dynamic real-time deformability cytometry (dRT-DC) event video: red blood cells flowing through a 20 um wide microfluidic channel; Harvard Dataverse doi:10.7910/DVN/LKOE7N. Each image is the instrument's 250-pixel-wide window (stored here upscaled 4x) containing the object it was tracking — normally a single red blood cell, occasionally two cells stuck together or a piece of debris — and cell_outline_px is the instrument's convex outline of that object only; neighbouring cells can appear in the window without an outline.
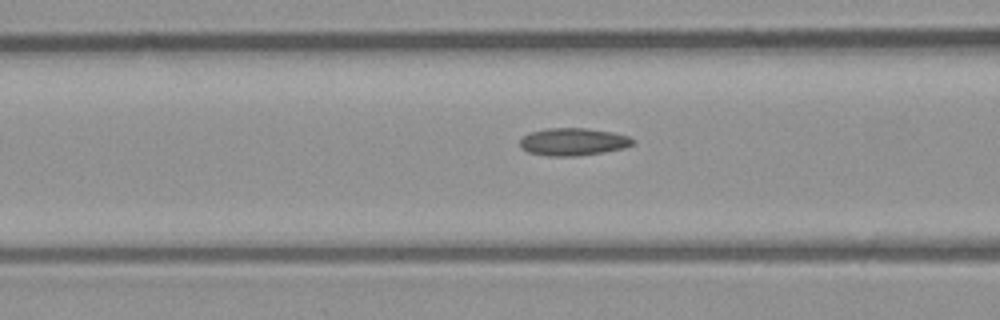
{"species": "common noctule bat (a hibernating species)", "species_latin": "Nyctalus noctula", "temperature_condition": "room temperature", "stored_images_in_passage": 13, "camera_frame_rate_fps": 3000, "um_per_image_px": 0.085, "animal": {"sex": "male", "body_mass_g": 23.1, "forearm_length_mm": 52.7}, "frame": {"image": 1, "passage_image": 11, "time_ms": 3.333, "image_size_px": [1000, 320], "cell_outline_px": [[632, 144], [624, 148], [604, 152], [576, 156], [548, 156], [528, 152], [520, 148], [520, 140], [524, 136], [532, 132], [548, 128], [584, 128], [612, 132], [628, 136], [632, 140]], "centroid_in_image_um": [48.69, 12.06], "position_along_channel_um": 117.9, "area_um2": 17.92}}